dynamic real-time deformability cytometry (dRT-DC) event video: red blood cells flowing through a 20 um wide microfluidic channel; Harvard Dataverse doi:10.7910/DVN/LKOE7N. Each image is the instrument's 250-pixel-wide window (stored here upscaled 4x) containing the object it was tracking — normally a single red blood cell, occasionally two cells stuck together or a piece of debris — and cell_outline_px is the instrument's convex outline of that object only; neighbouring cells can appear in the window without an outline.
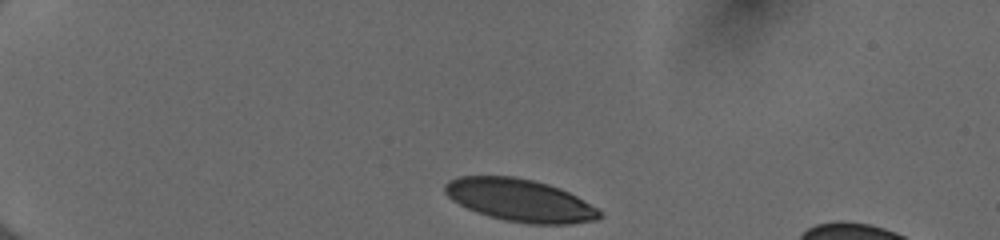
{"species": "human", "species_latin": "Homo sapiens", "temperature_condition": "cold", "stored_images_in_passage": 36, "camera_frame_rate_fps": 3000, "um_per_image_px": 0.085, "donor": {"sex": "female"}, "frame": {"image": 1, "passage_image": 1, "time_ms": 0.0, "image_size_px": [1000, 240], "cell_outline_px": [[600, 216], [596, 220], [568, 224], [528, 224], [504, 220], [488, 216], [476, 212], [452, 200], [444, 192], [444, 184], [448, 180], [460, 176], [512, 176], [532, 180], [548, 184], [560, 188], [576, 196], [596, 208], [600, 212]], "centroid_in_image_um": [44.15, 17.02], "position_along_channel_um": 40.8, "area_um2": 38.09}}
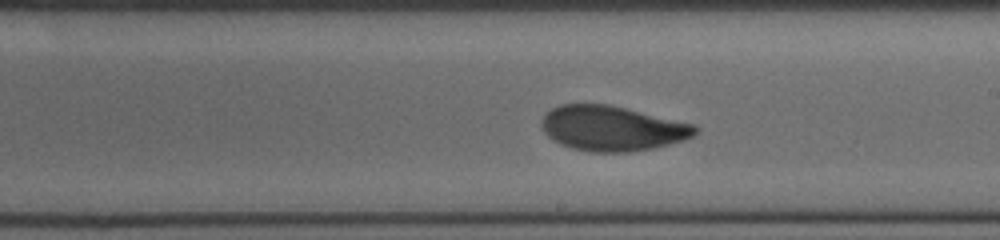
{"frame": {"image": 2, "passage_image": 21, "time_ms": 6.667, "image_size_px": [1000, 240], "cell_outline_px": [[700, 128], [692, 136], [684, 140], [652, 148], [628, 152], [588, 152], [572, 148], [560, 144], [552, 140], [540, 128], [540, 124], [544, 116], [552, 108], [560, 104], [608, 104], [696, 124]], "centroid_in_image_um": [52.02, 10.91], "position_along_channel_um": 237.0, "area_um2": 40.4}}
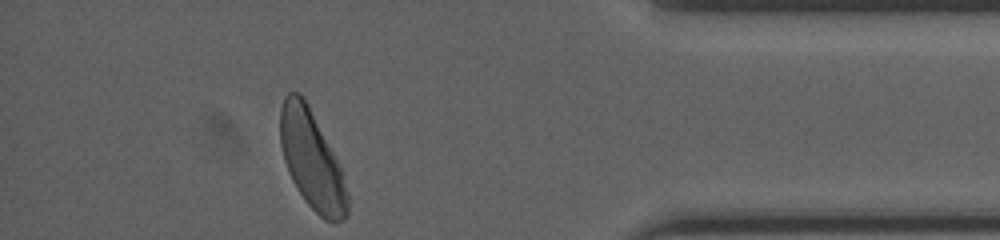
{"frame": {"image": 3, "passage_image": 36, "time_ms": 11.667, "image_size_px": [1000, 240], "cell_outline_px": [[348, 212], [344, 220], [336, 224], [332, 224], [324, 220], [304, 200], [296, 188], [288, 172], [284, 160], [280, 144], [280, 108], [284, 96], [288, 92], [300, 92], [304, 96], [340, 164], [348, 192]], "centroid_in_image_um": [26.51, 13.61], "position_along_channel_um": 408.7, "area_um2": 39.07}, "authors_computed_cell_mechanics": {"area_um2": 40.1999, "velocity_mm_per_s": 3.9877, "shape_relaxation_time_tau1_ms": 3.6586, "shape_relaxation_time_tau2_ms": 1.3801, "deformation_change_tau1": 0.1459, "deformation_change_tau2": 0.0662}}